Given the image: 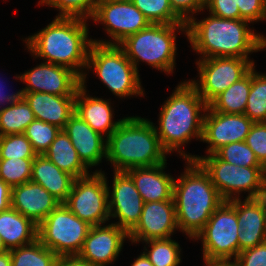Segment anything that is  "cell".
<instances>
[{"label": "cell", "mask_w": 266, "mask_h": 266, "mask_svg": "<svg viewBox=\"0 0 266 266\" xmlns=\"http://www.w3.org/2000/svg\"><path fill=\"white\" fill-rule=\"evenodd\" d=\"M86 20L56 16L44 29L24 41L34 56L44 58L45 62L70 68L81 77V82H86L87 73L82 69H86L93 43V39L88 38Z\"/></svg>", "instance_id": "6da1fadb"}, {"label": "cell", "mask_w": 266, "mask_h": 266, "mask_svg": "<svg viewBox=\"0 0 266 266\" xmlns=\"http://www.w3.org/2000/svg\"><path fill=\"white\" fill-rule=\"evenodd\" d=\"M159 128L154 126L162 149L168 154L177 151L184 159L195 161V155L185 153L181 146L191 138L202 141L204 116L208 105L189 81L177 85L161 107ZM204 111V114L201 113ZM201 113V115H200Z\"/></svg>", "instance_id": "7a4b0ae2"}, {"label": "cell", "mask_w": 266, "mask_h": 266, "mask_svg": "<svg viewBox=\"0 0 266 266\" xmlns=\"http://www.w3.org/2000/svg\"><path fill=\"white\" fill-rule=\"evenodd\" d=\"M251 23L244 19H223L210 14L201 21L194 17L186 22L187 39L193 50L202 58L240 57L249 58L258 52L259 34L250 30Z\"/></svg>", "instance_id": "3957f363"}, {"label": "cell", "mask_w": 266, "mask_h": 266, "mask_svg": "<svg viewBox=\"0 0 266 266\" xmlns=\"http://www.w3.org/2000/svg\"><path fill=\"white\" fill-rule=\"evenodd\" d=\"M186 162L185 171L174 181L173 201L178 229L194 239L224 200L203 167Z\"/></svg>", "instance_id": "277c9868"}, {"label": "cell", "mask_w": 266, "mask_h": 266, "mask_svg": "<svg viewBox=\"0 0 266 266\" xmlns=\"http://www.w3.org/2000/svg\"><path fill=\"white\" fill-rule=\"evenodd\" d=\"M154 123L138 116L125 117L107 138L106 159L114 171L151 167L166 162Z\"/></svg>", "instance_id": "5b68a950"}, {"label": "cell", "mask_w": 266, "mask_h": 266, "mask_svg": "<svg viewBox=\"0 0 266 266\" xmlns=\"http://www.w3.org/2000/svg\"><path fill=\"white\" fill-rule=\"evenodd\" d=\"M187 33L186 23L150 24L143 30L128 36L119 46L138 70L143 61L157 70L173 73L176 56V30Z\"/></svg>", "instance_id": "8992f818"}, {"label": "cell", "mask_w": 266, "mask_h": 266, "mask_svg": "<svg viewBox=\"0 0 266 266\" xmlns=\"http://www.w3.org/2000/svg\"><path fill=\"white\" fill-rule=\"evenodd\" d=\"M86 68H94L99 79L119 98L144 96L139 72L119 45L93 42Z\"/></svg>", "instance_id": "52a82bcc"}, {"label": "cell", "mask_w": 266, "mask_h": 266, "mask_svg": "<svg viewBox=\"0 0 266 266\" xmlns=\"http://www.w3.org/2000/svg\"><path fill=\"white\" fill-rule=\"evenodd\" d=\"M195 161L209 174L211 182L224 201L240 199L242 191L248 192L246 199H256L266 195L264 167L232 165L219 159L215 154H209L207 157L196 155Z\"/></svg>", "instance_id": "ba28073f"}, {"label": "cell", "mask_w": 266, "mask_h": 266, "mask_svg": "<svg viewBox=\"0 0 266 266\" xmlns=\"http://www.w3.org/2000/svg\"><path fill=\"white\" fill-rule=\"evenodd\" d=\"M239 232L236 209L224 201L194 237L202 239L205 263H231L239 254Z\"/></svg>", "instance_id": "9c48e42d"}, {"label": "cell", "mask_w": 266, "mask_h": 266, "mask_svg": "<svg viewBox=\"0 0 266 266\" xmlns=\"http://www.w3.org/2000/svg\"><path fill=\"white\" fill-rule=\"evenodd\" d=\"M91 227L61 203L38 225L37 239L58 257L77 256Z\"/></svg>", "instance_id": "30bf717a"}, {"label": "cell", "mask_w": 266, "mask_h": 266, "mask_svg": "<svg viewBox=\"0 0 266 266\" xmlns=\"http://www.w3.org/2000/svg\"><path fill=\"white\" fill-rule=\"evenodd\" d=\"M107 179L105 173L95 171L74 180L64 204L79 219L91 226L105 224L110 219Z\"/></svg>", "instance_id": "8fae6325"}, {"label": "cell", "mask_w": 266, "mask_h": 266, "mask_svg": "<svg viewBox=\"0 0 266 266\" xmlns=\"http://www.w3.org/2000/svg\"><path fill=\"white\" fill-rule=\"evenodd\" d=\"M196 64L200 79L190 83L209 105L230 85L243 78L254 66V61L240 57H212L199 59Z\"/></svg>", "instance_id": "7c38bea8"}, {"label": "cell", "mask_w": 266, "mask_h": 266, "mask_svg": "<svg viewBox=\"0 0 266 266\" xmlns=\"http://www.w3.org/2000/svg\"><path fill=\"white\" fill-rule=\"evenodd\" d=\"M91 19L104 24L105 31L112 39V41L94 39L93 42L110 45H119L128 36L151 24L133 2L128 1L101 0Z\"/></svg>", "instance_id": "4fadbf2b"}, {"label": "cell", "mask_w": 266, "mask_h": 266, "mask_svg": "<svg viewBox=\"0 0 266 266\" xmlns=\"http://www.w3.org/2000/svg\"><path fill=\"white\" fill-rule=\"evenodd\" d=\"M15 78L27 84L25 88H22L23 93L42 92L60 96H76L81 86V77L75 71L49 62H43Z\"/></svg>", "instance_id": "5bb4252c"}, {"label": "cell", "mask_w": 266, "mask_h": 266, "mask_svg": "<svg viewBox=\"0 0 266 266\" xmlns=\"http://www.w3.org/2000/svg\"><path fill=\"white\" fill-rule=\"evenodd\" d=\"M206 112L202 141L210 144L208 154H214L227 144L245 141L254 124L245 114L215 112L209 106Z\"/></svg>", "instance_id": "9a60e30c"}, {"label": "cell", "mask_w": 266, "mask_h": 266, "mask_svg": "<svg viewBox=\"0 0 266 266\" xmlns=\"http://www.w3.org/2000/svg\"><path fill=\"white\" fill-rule=\"evenodd\" d=\"M113 177V189L108 192L110 218H118L113 224L129 233L140 219L144 201L125 171H114Z\"/></svg>", "instance_id": "2e32d148"}, {"label": "cell", "mask_w": 266, "mask_h": 266, "mask_svg": "<svg viewBox=\"0 0 266 266\" xmlns=\"http://www.w3.org/2000/svg\"><path fill=\"white\" fill-rule=\"evenodd\" d=\"M178 229L173 200L146 202L140 219L128 233L132 243L171 238Z\"/></svg>", "instance_id": "e0dca14e"}, {"label": "cell", "mask_w": 266, "mask_h": 266, "mask_svg": "<svg viewBox=\"0 0 266 266\" xmlns=\"http://www.w3.org/2000/svg\"><path fill=\"white\" fill-rule=\"evenodd\" d=\"M128 233L116 224L92 226L78 257L92 266H106L119 256Z\"/></svg>", "instance_id": "ac0fdd59"}, {"label": "cell", "mask_w": 266, "mask_h": 266, "mask_svg": "<svg viewBox=\"0 0 266 266\" xmlns=\"http://www.w3.org/2000/svg\"><path fill=\"white\" fill-rule=\"evenodd\" d=\"M235 209L240 232L239 253L266 241V197L228 201Z\"/></svg>", "instance_id": "d6986e66"}, {"label": "cell", "mask_w": 266, "mask_h": 266, "mask_svg": "<svg viewBox=\"0 0 266 266\" xmlns=\"http://www.w3.org/2000/svg\"><path fill=\"white\" fill-rule=\"evenodd\" d=\"M61 202L40 184L28 181L11 189V208L39 225Z\"/></svg>", "instance_id": "ffe728a7"}, {"label": "cell", "mask_w": 266, "mask_h": 266, "mask_svg": "<svg viewBox=\"0 0 266 266\" xmlns=\"http://www.w3.org/2000/svg\"><path fill=\"white\" fill-rule=\"evenodd\" d=\"M63 130L88 168L106 159L107 139L95 132L78 114L74 112L70 116Z\"/></svg>", "instance_id": "44dd1931"}, {"label": "cell", "mask_w": 266, "mask_h": 266, "mask_svg": "<svg viewBox=\"0 0 266 266\" xmlns=\"http://www.w3.org/2000/svg\"><path fill=\"white\" fill-rule=\"evenodd\" d=\"M167 162L151 167H134L125 172L132 178L144 203L173 200L175 179L164 172Z\"/></svg>", "instance_id": "7402d4cb"}, {"label": "cell", "mask_w": 266, "mask_h": 266, "mask_svg": "<svg viewBox=\"0 0 266 266\" xmlns=\"http://www.w3.org/2000/svg\"><path fill=\"white\" fill-rule=\"evenodd\" d=\"M85 82H81L75 97V113L78 114L95 132L106 137L116 130L122 119L113 121L111 103L98 97L86 95ZM105 134V135H103Z\"/></svg>", "instance_id": "603a6c76"}, {"label": "cell", "mask_w": 266, "mask_h": 266, "mask_svg": "<svg viewBox=\"0 0 266 266\" xmlns=\"http://www.w3.org/2000/svg\"><path fill=\"white\" fill-rule=\"evenodd\" d=\"M75 97L42 92L24 93V99L34 112L35 118L61 130L75 111Z\"/></svg>", "instance_id": "cb8c5ba5"}, {"label": "cell", "mask_w": 266, "mask_h": 266, "mask_svg": "<svg viewBox=\"0 0 266 266\" xmlns=\"http://www.w3.org/2000/svg\"><path fill=\"white\" fill-rule=\"evenodd\" d=\"M74 180L72 175L59 169L44 155L33 159L30 181L40 184L61 203L67 200Z\"/></svg>", "instance_id": "d4e9b609"}, {"label": "cell", "mask_w": 266, "mask_h": 266, "mask_svg": "<svg viewBox=\"0 0 266 266\" xmlns=\"http://www.w3.org/2000/svg\"><path fill=\"white\" fill-rule=\"evenodd\" d=\"M37 228L30 218L11 207L0 212V235L8 251L33 243L37 239Z\"/></svg>", "instance_id": "484cf974"}, {"label": "cell", "mask_w": 266, "mask_h": 266, "mask_svg": "<svg viewBox=\"0 0 266 266\" xmlns=\"http://www.w3.org/2000/svg\"><path fill=\"white\" fill-rule=\"evenodd\" d=\"M43 155L59 169L72 175L75 179L90 174L88 167L79 158L76 149L64 130H60Z\"/></svg>", "instance_id": "4316f807"}, {"label": "cell", "mask_w": 266, "mask_h": 266, "mask_svg": "<svg viewBox=\"0 0 266 266\" xmlns=\"http://www.w3.org/2000/svg\"><path fill=\"white\" fill-rule=\"evenodd\" d=\"M250 89L251 70L219 94L208 106L215 112L244 114Z\"/></svg>", "instance_id": "83f0119b"}, {"label": "cell", "mask_w": 266, "mask_h": 266, "mask_svg": "<svg viewBox=\"0 0 266 266\" xmlns=\"http://www.w3.org/2000/svg\"><path fill=\"white\" fill-rule=\"evenodd\" d=\"M34 112L23 98L0 109V136L24 134L27 126L34 121Z\"/></svg>", "instance_id": "f1b7e54d"}, {"label": "cell", "mask_w": 266, "mask_h": 266, "mask_svg": "<svg viewBox=\"0 0 266 266\" xmlns=\"http://www.w3.org/2000/svg\"><path fill=\"white\" fill-rule=\"evenodd\" d=\"M12 266H55L58 256L38 239L33 243L9 250Z\"/></svg>", "instance_id": "f546056e"}, {"label": "cell", "mask_w": 266, "mask_h": 266, "mask_svg": "<svg viewBox=\"0 0 266 266\" xmlns=\"http://www.w3.org/2000/svg\"><path fill=\"white\" fill-rule=\"evenodd\" d=\"M251 68V89L244 114L254 123L266 122V74Z\"/></svg>", "instance_id": "4dcf8cb0"}, {"label": "cell", "mask_w": 266, "mask_h": 266, "mask_svg": "<svg viewBox=\"0 0 266 266\" xmlns=\"http://www.w3.org/2000/svg\"><path fill=\"white\" fill-rule=\"evenodd\" d=\"M151 249L148 251L145 247L143 253L150 260L153 266H178L181 262L180 245L172 240L167 239H151L144 241ZM147 251V252H146Z\"/></svg>", "instance_id": "1f68e13d"}, {"label": "cell", "mask_w": 266, "mask_h": 266, "mask_svg": "<svg viewBox=\"0 0 266 266\" xmlns=\"http://www.w3.org/2000/svg\"><path fill=\"white\" fill-rule=\"evenodd\" d=\"M151 24L186 23L171 7L169 0H133Z\"/></svg>", "instance_id": "d6a6232c"}, {"label": "cell", "mask_w": 266, "mask_h": 266, "mask_svg": "<svg viewBox=\"0 0 266 266\" xmlns=\"http://www.w3.org/2000/svg\"><path fill=\"white\" fill-rule=\"evenodd\" d=\"M34 158L0 159V179L11 188L31 179Z\"/></svg>", "instance_id": "836d02e7"}, {"label": "cell", "mask_w": 266, "mask_h": 266, "mask_svg": "<svg viewBox=\"0 0 266 266\" xmlns=\"http://www.w3.org/2000/svg\"><path fill=\"white\" fill-rule=\"evenodd\" d=\"M60 130L57 126L35 119L27 126L24 135L31 142L35 153L43 155Z\"/></svg>", "instance_id": "e575fe53"}, {"label": "cell", "mask_w": 266, "mask_h": 266, "mask_svg": "<svg viewBox=\"0 0 266 266\" xmlns=\"http://www.w3.org/2000/svg\"><path fill=\"white\" fill-rule=\"evenodd\" d=\"M214 154L219 159L232 165L263 167L245 141L227 144L219 148Z\"/></svg>", "instance_id": "d590c367"}, {"label": "cell", "mask_w": 266, "mask_h": 266, "mask_svg": "<svg viewBox=\"0 0 266 266\" xmlns=\"http://www.w3.org/2000/svg\"><path fill=\"white\" fill-rule=\"evenodd\" d=\"M37 154L24 134L0 136V159L35 158Z\"/></svg>", "instance_id": "8d00e7d4"}, {"label": "cell", "mask_w": 266, "mask_h": 266, "mask_svg": "<svg viewBox=\"0 0 266 266\" xmlns=\"http://www.w3.org/2000/svg\"><path fill=\"white\" fill-rule=\"evenodd\" d=\"M101 0H41L45 4L59 9L57 16L90 19Z\"/></svg>", "instance_id": "74e56055"}, {"label": "cell", "mask_w": 266, "mask_h": 266, "mask_svg": "<svg viewBox=\"0 0 266 266\" xmlns=\"http://www.w3.org/2000/svg\"><path fill=\"white\" fill-rule=\"evenodd\" d=\"M245 142L266 169V122L254 123Z\"/></svg>", "instance_id": "f35d334b"}, {"label": "cell", "mask_w": 266, "mask_h": 266, "mask_svg": "<svg viewBox=\"0 0 266 266\" xmlns=\"http://www.w3.org/2000/svg\"><path fill=\"white\" fill-rule=\"evenodd\" d=\"M240 19L249 22L266 20V0H236Z\"/></svg>", "instance_id": "ab89813d"}, {"label": "cell", "mask_w": 266, "mask_h": 266, "mask_svg": "<svg viewBox=\"0 0 266 266\" xmlns=\"http://www.w3.org/2000/svg\"><path fill=\"white\" fill-rule=\"evenodd\" d=\"M233 260V266H266V241L241 251Z\"/></svg>", "instance_id": "60d3db41"}, {"label": "cell", "mask_w": 266, "mask_h": 266, "mask_svg": "<svg viewBox=\"0 0 266 266\" xmlns=\"http://www.w3.org/2000/svg\"><path fill=\"white\" fill-rule=\"evenodd\" d=\"M205 8L209 14L223 19H240L236 0H206Z\"/></svg>", "instance_id": "b9f144b4"}, {"label": "cell", "mask_w": 266, "mask_h": 266, "mask_svg": "<svg viewBox=\"0 0 266 266\" xmlns=\"http://www.w3.org/2000/svg\"><path fill=\"white\" fill-rule=\"evenodd\" d=\"M169 2L173 10L187 22L194 13L205 8L206 0H169Z\"/></svg>", "instance_id": "7bdbcfd3"}, {"label": "cell", "mask_w": 266, "mask_h": 266, "mask_svg": "<svg viewBox=\"0 0 266 266\" xmlns=\"http://www.w3.org/2000/svg\"><path fill=\"white\" fill-rule=\"evenodd\" d=\"M11 187L0 179V212L11 207Z\"/></svg>", "instance_id": "ee69618b"}, {"label": "cell", "mask_w": 266, "mask_h": 266, "mask_svg": "<svg viewBox=\"0 0 266 266\" xmlns=\"http://www.w3.org/2000/svg\"><path fill=\"white\" fill-rule=\"evenodd\" d=\"M55 266H92L78 256H60L57 259Z\"/></svg>", "instance_id": "f6af8a7d"}, {"label": "cell", "mask_w": 266, "mask_h": 266, "mask_svg": "<svg viewBox=\"0 0 266 266\" xmlns=\"http://www.w3.org/2000/svg\"><path fill=\"white\" fill-rule=\"evenodd\" d=\"M1 82V81H0ZM2 83H4V82H2ZM2 83H0V105H4V103H6L7 104V106L8 105H10V104H13L14 102H19V101H21L23 98H24V93H23V90L21 89V90H19L18 92H16V93H12V94H9V93H7V94H5L4 92H3V89L2 88H4L3 86H2ZM5 89V88H4ZM3 102V103H2ZM2 106H0V108H1Z\"/></svg>", "instance_id": "bcb514c9"}, {"label": "cell", "mask_w": 266, "mask_h": 266, "mask_svg": "<svg viewBox=\"0 0 266 266\" xmlns=\"http://www.w3.org/2000/svg\"><path fill=\"white\" fill-rule=\"evenodd\" d=\"M131 266H153V264L144 253H141V255L138 256L136 260L131 264Z\"/></svg>", "instance_id": "7dc6e473"}, {"label": "cell", "mask_w": 266, "mask_h": 266, "mask_svg": "<svg viewBox=\"0 0 266 266\" xmlns=\"http://www.w3.org/2000/svg\"><path fill=\"white\" fill-rule=\"evenodd\" d=\"M0 266H12L10 251L0 254Z\"/></svg>", "instance_id": "c3c4849f"}, {"label": "cell", "mask_w": 266, "mask_h": 266, "mask_svg": "<svg viewBox=\"0 0 266 266\" xmlns=\"http://www.w3.org/2000/svg\"><path fill=\"white\" fill-rule=\"evenodd\" d=\"M259 51L266 48V37L259 34V43H258Z\"/></svg>", "instance_id": "681fc988"}, {"label": "cell", "mask_w": 266, "mask_h": 266, "mask_svg": "<svg viewBox=\"0 0 266 266\" xmlns=\"http://www.w3.org/2000/svg\"><path fill=\"white\" fill-rule=\"evenodd\" d=\"M206 266H233L232 263H205Z\"/></svg>", "instance_id": "f907efd6"}, {"label": "cell", "mask_w": 266, "mask_h": 266, "mask_svg": "<svg viewBox=\"0 0 266 266\" xmlns=\"http://www.w3.org/2000/svg\"><path fill=\"white\" fill-rule=\"evenodd\" d=\"M8 250L5 247V244L3 242L2 236L0 235V254L7 252Z\"/></svg>", "instance_id": "816d5d0a"}, {"label": "cell", "mask_w": 266, "mask_h": 266, "mask_svg": "<svg viewBox=\"0 0 266 266\" xmlns=\"http://www.w3.org/2000/svg\"><path fill=\"white\" fill-rule=\"evenodd\" d=\"M114 1H128V2H132L133 0H114Z\"/></svg>", "instance_id": "f5cc1de1"}]
</instances>
